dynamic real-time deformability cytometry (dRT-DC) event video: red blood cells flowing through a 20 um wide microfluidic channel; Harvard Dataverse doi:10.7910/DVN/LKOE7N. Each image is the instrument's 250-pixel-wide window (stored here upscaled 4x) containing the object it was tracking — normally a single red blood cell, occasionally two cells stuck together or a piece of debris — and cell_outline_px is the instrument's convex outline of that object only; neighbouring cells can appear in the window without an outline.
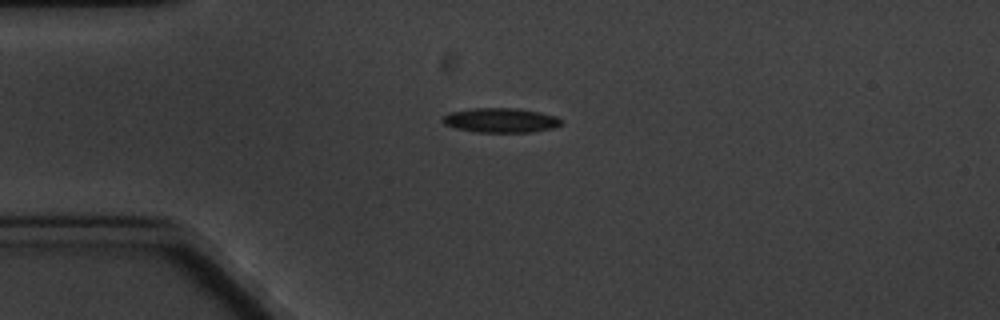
{"species": "common noctule bat (a hibernating species)", "species_latin": "Nyctalus noctula", "temperature_condition": "cold", "stored_images_in_passage": 2, "camera_frame_rate_fps": 3000, "um_per_image_px": 0.085, "animal": {"sex": "male", "body_mass_g": 20.1, "forearm_length_mm": 53.5}, "frame": {"image": 1, "passage_image": 1, "time_ms": 0.0, "image_size_px": [1000, 320], "cell_outline_px": [[564, 124], [556, 128], [532, 132], [480, 132], [456, 128], [444, 124], [440, 120], [448, 112], [472, 108], [520, 108], [540, 112], [556, 116]], "centroid_in_image_um": [42.58, 10.22], "position_along_channel_um": 42.4, "area_um2": 17.17}}